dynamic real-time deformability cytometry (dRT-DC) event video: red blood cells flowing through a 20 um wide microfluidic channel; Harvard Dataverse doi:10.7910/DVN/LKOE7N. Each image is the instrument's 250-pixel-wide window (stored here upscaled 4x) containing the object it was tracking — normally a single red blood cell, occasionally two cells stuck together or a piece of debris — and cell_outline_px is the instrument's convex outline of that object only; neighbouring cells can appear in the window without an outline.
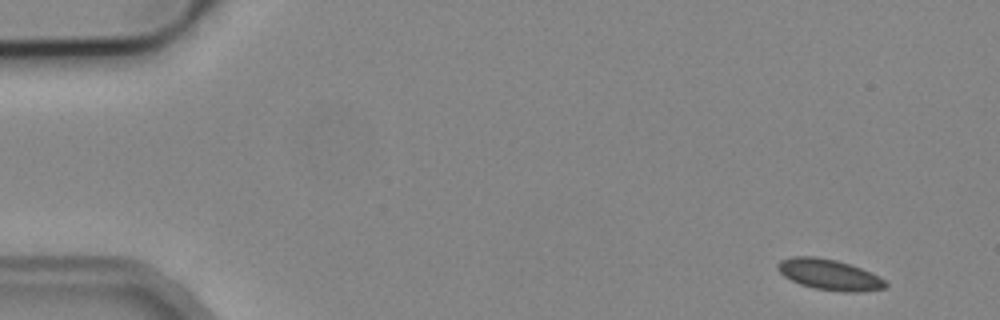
{"species": "common noctule bat (a hibernating species)", "species_latin": "Nyctalus noctula", "temperature_condition": "cold", "stored_images_in_passage": 2, "camera_frame_rate_fps": 3000, "um_per_image_px": 0.085, "animal": {"sex": "male", "body_mass_g": 19.2, "forearm_length_mm": 51.8}, "frame": {"image": 1, "passage_image": 1, "time_ms": 0.0, "image_size_px": [1000, 320], "cell_outline_px": [[888, 284], [884, 288], [856, 292], [844, 292], [816, 288], [800, 284], [784, 276], [776, 268], [776, 264], [780, 260], [792, 256], [816, 256], [836, 260], [860, 268], [884, 280]], "centroid_in_image_um": [70.43, 23.33], "position_along_channel_um": 14.6, "area_um2": 19.02}}
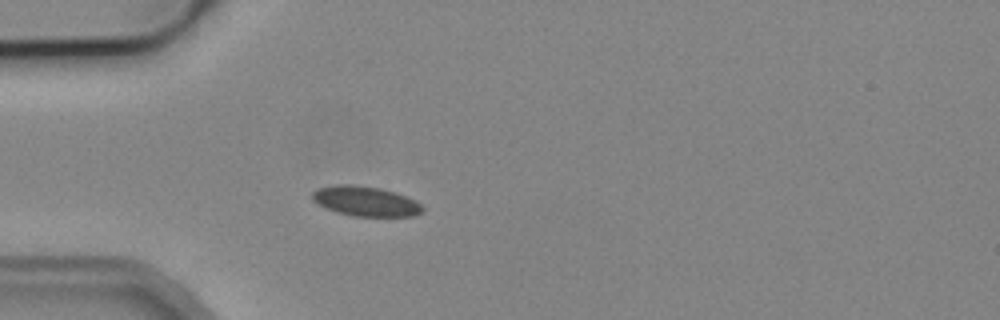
{"frame": {"image": 2, "passage_image": 2, "time_ms": 4.0, "image_size_px": [1000, 320], "cell_outline_px": [[424, 212], [412, 216], [352, 216], [336, 212], [324, 208], [316, 204], [312, 200], [312, 192], [320, 188], [336, 184], [348, 184], [380, 188], [396, 192], [416, 200], [424, 208]], "centroid_in_image_um": [31.07, 17.11], "position_along_channel_um": 53.9, "area_um2": 19.36}}